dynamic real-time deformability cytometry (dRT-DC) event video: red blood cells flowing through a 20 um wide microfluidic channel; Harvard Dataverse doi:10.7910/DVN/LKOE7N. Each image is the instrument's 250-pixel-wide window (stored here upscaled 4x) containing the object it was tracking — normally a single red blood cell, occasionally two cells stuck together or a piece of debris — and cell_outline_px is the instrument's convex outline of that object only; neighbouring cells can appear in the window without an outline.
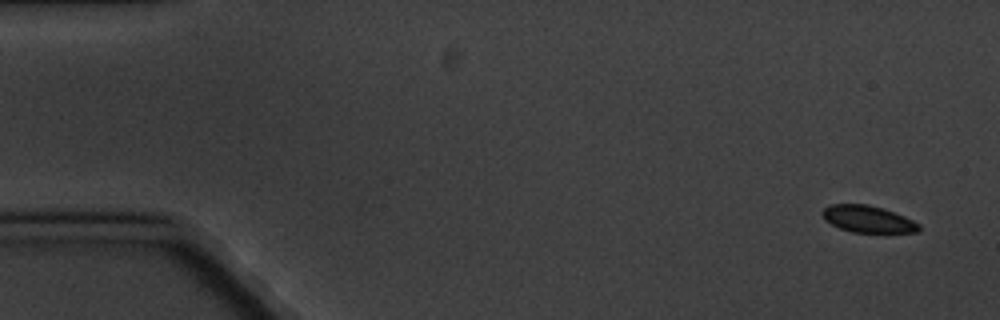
{"species": "common noctule bat (a hibernating species)", "species_latin": "Nyctalus noctula", "temperature_condition": "cold", "stored_images_in_passage": 5, "camera_frame_rate_fps": 3000, "um_per_image_px": 0.085, "animal": {"sex": "male", "body_mass_g": 20.1, "forearm_length_mm": 53.5}, "frame": {"image": 1, "passage_image": 1, "time_ms": 0.0, "image_size_px": [1000, 320], "cell_outline_px": [[920, 232], [852, 232], [840, 228], [824, 220], [820, 212], [828, 204], [868, 204], [884, 208], [904, 216], [920, 224]], "centroid_in_image_um": [73.75, 18.61], "position_along_channel_um": 11.3, "area_um2": 15.2}}
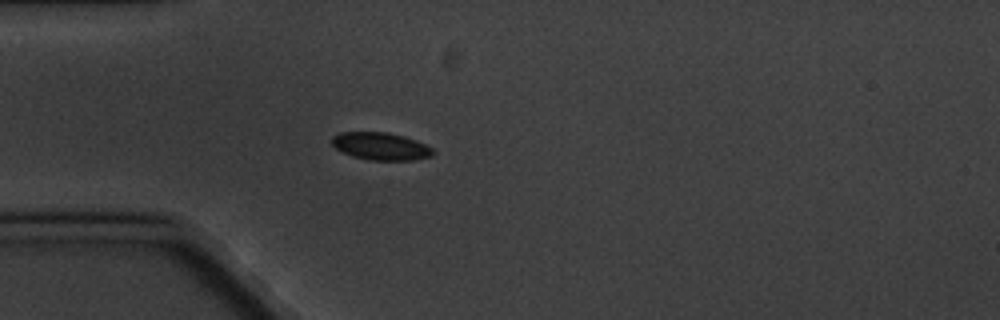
{"frame": {"image": 2, "passage_image": 5, "time_ms": 4.667, "image_size_px": [1000, 320], "cell_outline_px": [[436, 152], [432, 156], [412, 160], [368, 160], [352, 156], [336, 148], [332, 144], [332, 136], [340, 132], [388, 132], [404, 136], [416, 140], [432, 148]], "centroid_in_image_um": [32.38, 12.43], "position_along_channel_um": 52.6, "area_um2": 16.24}}